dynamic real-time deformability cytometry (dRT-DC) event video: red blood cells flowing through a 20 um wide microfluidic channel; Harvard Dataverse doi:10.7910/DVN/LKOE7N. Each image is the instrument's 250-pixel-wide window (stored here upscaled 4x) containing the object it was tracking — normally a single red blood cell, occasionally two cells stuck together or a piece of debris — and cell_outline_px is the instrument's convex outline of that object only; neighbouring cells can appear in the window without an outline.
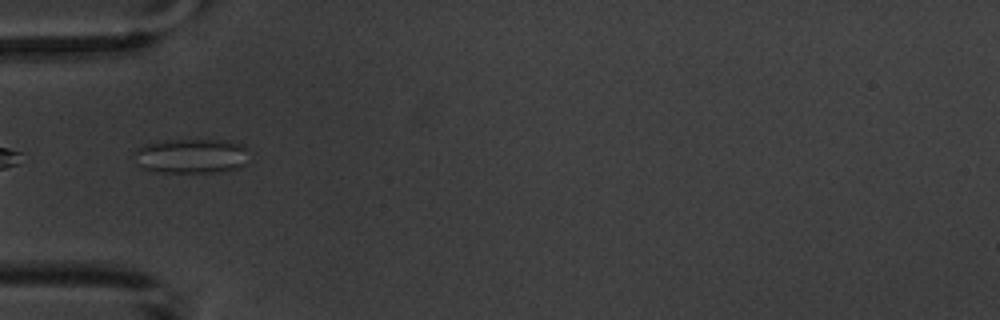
{"species": "common noctule bat (a hibernating species)", "species_latin": "Nyctalus noctula", "temperature_condition": "warm", "stored_images_in_passage": 6, "camera_frame_rate_fps": 3000, "um_per_image_px": 0.085, "animal": {"sex": "male", "body_mass_g": 20.1, "forearm_length_mm": 53.5}, "frame": {"image": 1, "passage_image": 5, "time_ms": 5.333, "image_size_px": [1000, 320], "cell_outline_px": [[252, 160], [248, 164], [240, 168], [216, 172], [160, 172], [140, 168], [132, 152], [136, 148], [144, 144], [156, 140], [228, 140], [244, 144], [248, 148]], "centroid_in_image_um": [16.33, 13.25], "position_along_channel_um": 68.7, "area_um2": 24.16}}
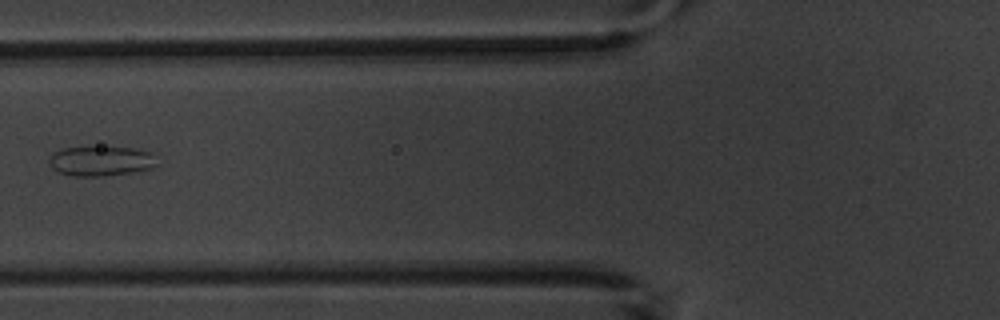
{"frame": {"image": 2, "passage_image": 6, "time_ms": 6.667, "image_size_px": [1000, 320], "cell_outline_px": [[160, 164], [152, 168], [136, 172], [100, 176], [72, 176], [60, 172], [52, 168], [48, 160], [56, 152], [64, 148], [88, 144], [100, 144], [136, 148], [152, 152]], "centroid_in_image_um": [8.65, 13.63], "position_along_channel_um": 117.2, "area_um2": 19.83}}